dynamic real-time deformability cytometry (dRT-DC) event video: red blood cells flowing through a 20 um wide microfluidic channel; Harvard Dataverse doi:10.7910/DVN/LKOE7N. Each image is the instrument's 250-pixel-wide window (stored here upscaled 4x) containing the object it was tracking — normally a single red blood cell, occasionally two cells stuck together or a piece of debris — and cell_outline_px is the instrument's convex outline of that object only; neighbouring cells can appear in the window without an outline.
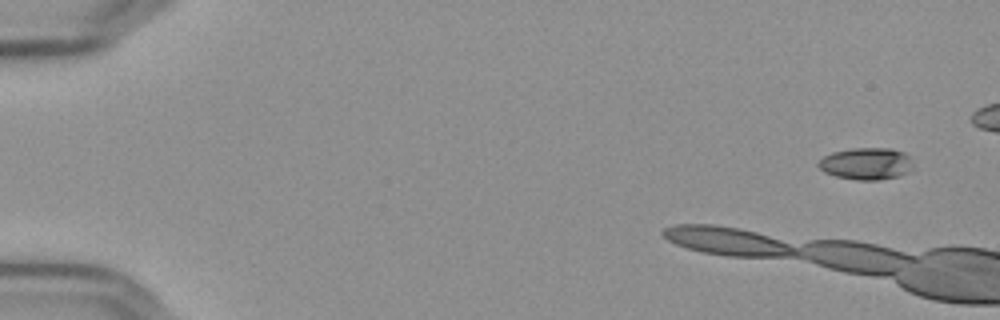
{"species": "Egyptian fruit bat (a non-hibernating species)", "species_latin": "Rousettus aegyptiacus", "temperature_condition": "cold", "stored_images_in_passage": 6, "camera_frame_rate_fps": 3000, "um_per_image_px": 0.085, "frame": {"image": 1, "passage_image": 1, "time_ms": 0.0, "image_size_px": [1000, 320], "cell_outline_px": [[912, 172], [900, 176], [880, 180], [856, 180], [836, 176], [824, 172], [816, 164], [824, 156], [832, 152], [852, 148], [892, 148], [904, 152], [908, 156], [912, 164]], "centroid_in_image_um": [73.66, 13.92], "position_along_channel_um": 11.3, "area_um2": 17.86}}